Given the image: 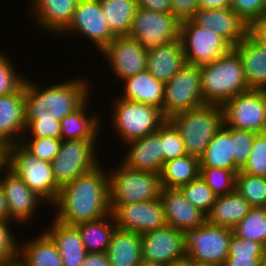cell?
<instances>
[{
  "label": "cell",
  "mask_w": 266,
  "mask_h": 266,
  "mask_svg": "<svg viewBox=\"0 0 266 266\" xmlns=\"http://www.w3.org/2000/svg\"><path fill=\"white\" fill-rule=\"evenodd\" d=\"M86 80L76 77L43 89L26 78L24 83L26 135L31 132L28 137L60 138V121L78 110L90 98L89 93L92 88Z\"/></svg>",
  "instance_id": "obj_1"
},
{
  "label": "cell",
  "mask_w": 266,
  "mask_h": 266,
  "mask_svg": "<svg viewBox=\"0 0 266 266\" xmlns=\"http://www.w3.org/2000/svg\"><path fill=\"white\" fill-rule=\"evenodd\" d=\"M100 166L60 187L57 200L51 206L57 210L54 219L76 225L111 213L108 173Z\"/></svg>",
  "instance_id": "obj_2"
},
{
  "label": "cell",
  "mask_w": 266,
  "mask_h": 266,
  "mask_svg": "<svg viewBox=\"0 0 266 266\" xmlns=\"http://www.w3.org/2000/svg\"><path fill=\"white\" fill-rule=\"evenodd\" d=\"M199 69L205 104L222 106L232 97L250 90L241 58L233 48L219 59L200 65Z\"/></svg>",
  "instance_id": "obj_3"
},
{
  "label": "cell",
  "mask_w": 266,
  "mask_h": 266,
  "mask_svg": "<svg viewBox=\"0 0 266 266\" xmlns=\"http://www.w3.org/2000/svg\"><path fill=\"white\" fill-rule=\"evenodd\" d=\"M168 120L180 132L186 153L199 158L224 123L223 109L221 105L204 104Z\"/></svg>",
  "instance_id": "obj_4"
},
{
  "label": "cell",
  "mask_w": 266,
  "mask_h": 266,
  "mask_svg": "<svg viewBox=\"0 0 266 266\" xmlns=\"http://www.w3.org/2000/svg\"><path fill=\"white\" fill-rule=\"evenodd\" d=\"M112 104L111 123L124 144L157 132L167 121L162 110L153 105L124 100L120 97H117Z\"/></svg>",
  "instance_id": "obj_5"
},
{
  "label": "cell",
  "mask_w": 266,
  "mask_h": 266,
  "mask_svg": "<svg viewBox=\"0 0 266 266\" xmlns=\"http://www.w3.org/2000/svg\"><path fill=\"white\" fill-rule=\"evenodd\" d=\"M8 167L49 206L57 200L60 186L57 184L51 162L38 159L20 142L9 145ZM51 204V205H50Z\"/></svg>",
  "instance_id": "obj_6"
},
{
  "label": "cell",
  "mask_w": 266,
  "mask_h": 266,
  "mask_svg": "<svg viewBox=\"0 0 266 266\" xmlns=\"http://www.w3.org/2000/svg\"><path fill=\"white\" fill-rule=\"evenodd\" d=\"M115 169L107 172L110 204H130L159 198L162 189L160 174L132 169L122 163Z\"/></svg>",
  "instance_id": "obj_7"
},
{
  "label": "cell",
  "mask_w": 266,
  "mask_h": 266,
  "mask_svg": "<svg viewBox=\"0 0 266 266\" xmlns=\"http://www.w3.org/2000/svg\"><path fill=\"white\" fill-rule=\"evenodd\" d=\"M184 250L191 261L223 266L229 254V242L233 229L203 223L184 232Z\"/></svg>",
  "instance_id": "obj_8"
},
{
  "label": "cell",
  "mask_w": 266,
  "mask_h": 266,
  "mask_svg": "<svg viewBox=\"0 0 266 266\" xmlns=\"http://www.w3.org/2000/svg\"><path fill=\"white\" fill-rule=\"evenodd\" d=\"M198 65L185 63L164 88L163 115L168 120L204 105Z\"/></svg>",
  "instance_id": "obj_9"
},
{
  "label": "cell",
  "mask_w": 266,
  "mask_h": 266,
  "mask_svg": "<svg viewBox=\"0 0 266 266\" xmlns=\"http://www.w3.org/2000/svg\"><path fill=\"white\" fill-rule=\"evenodd\" d=\"M95 142L96 139L62 141L58 154L51 161L54 178L60 187L100 165Z\"/></svg>",
  "instance_id": "obj_10"
},
{
  "label": "cell",
  "mask_w": 266,
  "mask_h": 266,
  "mask_svg": "<svg viewBox=\"0 0 266 266\" xmlns=\"http://www.w3.org/2000/svg\"><path fill=\"white\" fill-rule=\"evenodd\" d=\"M226 126L253 133L266 132V90L250 89L223 105Z\"/></svg>",
  "instance_id": "obj_11"
},
{
  "label": "cell",
  "mask_w": 266,
  "mask_h": 266,
  "mask_svg": "<svg viewBox=\"0 0 266 266\" xmlns=\"http://www.w3.org/2000/svg\"><path fill=\"white\" fill-rule=\"evenodd\" d=\"M181 22L172 13L137 8L129 37L146 50L180 39Z\"/></svg>",
  "instance_id": "obj_12"
},
{
  "label": "cell",
  "mask_w": 266,
  "mask_h": 266,
  "mask_svg": "<svg viewBox=\"0 0 266 266\" xmlns=\"http://www.w3.org/2000/svg\"><path fill=\"white\" fill-rule=\"evenodd\" d=\"M180 40L185 61L198 66L211 63L232 49L213 30L199 27L191 19L181 22Z\"/></svg>",
  "instance_id": "obj_13"
},
{
  "label": "cell",
  "mask_w": 266,
  "mask_h": 266,
  "mask_svg": "<svg viewBox=\"0 0 266 266\" xmlns=\"http://www.w3.org/2000/svg\"><path fill=\"white\" fill-rule=\"evenodd\" d=\"M64 33L82 34L100 52L116 37L107 25L99 0H78L69 25L60 35Z\"/></svg>",
  "instance_id": "obj_14"
},
{
  "label": "cell",
  "mask_w": 266,
  "mask_h": 266,
  "mask_svg": "<svg viewBox=\"0 0 266 266\" xmlns=\"http://www.w3.org/2000/svg\"><path fill=\"white\" fill-rule=\"evenodd\" d=\"M110 211L117 228L140 235L167 226L159 198L130 204H110Z\"/></svg>",
  "instance_id": "obj_15"
},
{
  "label": "cell",
  "mask_w": 266,
  "mask_h": 266,
  "mask_svg": "<svg viewBox=\"0 0 266 266\" xmlns=\"http://www.w3.org/2000/svg\"><path fill=\"white\" fill-rule=\"evenodd\" d=\"M100 53L122 81L147 70V50L129 36H116Z\"/></svg>",
  "instance_id": "obj_16"
},
{
  "label": "cell",
  "mask_w": 266,
  "mask_h": 266,
  "mask_svg": "<svg viewBox=\"0 0 266 266\" xmlns=\"http://www.w3.org/2000/svg\"><path fill=\"white\" fill-rule=\"evenodd\" d=\"M142 260L169 264L186 257L184 233L165 226L141 235Z\"/></svg>",
  "instance_id": "obj_17"
},
{
  "label": "cell",
  "mask_w": 266,
  "mask_h": 266,
  "mask_svg": "<svg viewBox=\"0 0 266 266\" xmlns=\"http://www.w3.org/2000/svg\"><path fill=\"white\" fill-rule=\"evenodd\" d=\"M1 176L0 184L7 199L10 220L19 224L25 223L26 225V222L28 224L34 218L40 204H45V202L9 167Z\"/></svg>",
  "instance_id": "obj_18"
},
{
  "label": "cell",
  "mask_w": 266,
  "mask_h": 266,
  "mask_svg": "<svg viewBox=\"0 0 266 266\" xmlns=\"http://www.w3.org/2000/svg\"><path fill=\"white\" fill-rule=\"evenodd\" d=\"M191 20L199 27L213 30L232 48L248 34V25L231 8L198 9Z\"/></svg>",
  "instance_id": "obj_19"
},
{
  "label": "cell",
  "mask_w": 266,
  "mask_h": 266,
  "mask_svg": "<svg viewBox=\"0 0 266 266\" xmlns=\"http://www.w3.org/2000/svg\"><path fill=\"white\" fill-rule=\"evenodd\" d=\"M126 155L121 163L129 168L160 174L164 166L162 151V126L157 132L126 144Z\"/></svg>",
  "instance_id": "obj_20"
},
{
  "label": "cell",
  "mask_w": 266,
  "mask_h": 266,
  "mask_svg": "<svg viewBox=\"0 0 266 266\" xmlns=\"http://www.w3.org/2000/svg\"><path fill=\"white\" fill-rule=\"evenodd\" d=\"M159 199L167 226L184 232L197 228L207 221V215L193 206L179 189L162 188Z\"/></svg>",
  "instance_id": "obj_21"
},
{
  "label": "cell",
  "mask_w": 266,
  "mask_h": 266,
  "mask_svg": "<svg viewBox=\"0 0 266 266\" xmlns=\"http://www.w3.org/2000/svg\"><path fill=\"white\" fill-rule=\"evenodd\" d=\"M24 85L8 95H0V141L8 145L20 142L25 133Z\"/></svg>",
  "instance_id": "obj_22"
},
{
  "label": "cell",
  "mask_w": 266,
  "mask_h": 266,
  "mask_svg": "<svg viewBox=\"0 0 266 266\" xmlns=\"http://www.w3.org/2000/svg\"><path fill=\"white\" fill-rule=\"evenodd\" d=\"M30 14L39 29L59 34L69 25L78 0H30ZM32 11V12H31Z\"/></svg>",
  "instance_id": "obj_23"
},
{
  "label": "cell",
  "mask_w": 266,
  "mask_h": 266,
  "mask_svg": "<svg viewBox=\"0 0 266 266\" xmlns=\"http://www.w3.org/2000/svg\"><path fill=\"white\" fill-rule=\"evenodd\" d=\"M186 63L180 39L147 50V70L159 81L167 83Z\"/></svg>",
  "instance_id": "obj_24"
},
{
  "label": "cell",
  "mask_w": 266,
  "mask_h": 266,
  "mask_svg": "<svg viewBox=\"0 0 266 266\" xmlns=\"http://www.w3.org/2000/svg\"><path fill=\"white\" fill-rule=\"evenodd\" d=\"M233 49L241 58L249 89L266 90V48L247 34Z\"/></svg>",
  "instance_id": "obj_25"
},
{
  "label": "cell",
  "mask_w": 266,
  "mask_h": 266,
  "mask_svg": "<svg viewBox=\"0 0 266 266\" xmlns=\"http://www.w3.org/2000/svg\"><path fill=\"white\" fill-rule=\"evenodd\" d=\"M47 229L45 232L55 242L63 266H81L88 252L77 228L74 225H66L54 219L51 227Z\"/></svg>",
  "instance_id": "obj_26"
},
{
  "label": "cell",
  "mask_w": 266,
  "mask_h": 266,
  "mask_svg": "<svg viewBox=\"0 0 266 266\" xmlns=\"http://www.w3.org/2000/svg\"><path fill=\"white\" fill-rule=\"evenodd\" d=\"M121 83L122 85L124 83V94L119 96L121 99L153 105L163 112L165 84L156 79L148 70L126 78Z\"/></svg>",
  "instance_id": "obj_27"
},
{
  "label": "cell",
  "mask_w": 266,
  "mask_h": 266,
  "mask_svg": "<svg viewBox=\"0 0 266 266\" xmlns=\"http://www.w3.org/2000/svg\"><path fill=\"white\" fill-rule=\"evenodd\" d=\"M38 235L19 245L17 263L21 266H63L62 258L52 238L45 231Z\"/></svg>",
  "instance_id": "obj_28"
},
{
  "label": "cell",
  "mask_w": 266,
  "mask_h": 266,
  "mask_svg": "<svg viewBox=\"0 0 266 266\" xmlns=\"http://www.w3.org/2000/svg\"><path fill=\"white\" fill-rule=\"evenodd\" d=\"M107 254L110 266H139L143 261L141 235L116 228Z\"/></svg>",
  "instance_id": "obj_29"
},
{
  "label": "cell",
  "mask_w": 266,
  "mask_h": 266,
  "mask_svg": "<svg viewBox=\"0 0 266 266\" xmlns=\"http://www.w3.org/2000/svg\"><path fill=\"white\" fill-rule=\"evenodd\" d=\"M252 206L237 191L216 197L207 222L213 225L234 229L249 213Z\"/></svg>",
  "instance_id": "obj_30"
},
{
  "label": "cell",
  "mask_w": 266,
  "mask_h": 266,
  "mask_svg": "<svg viewBox=\"0 0 266 266\" xmlns=\"http://www.w3.org/2000/svg\"><path fill=\"white\" fill-rule=\"evenodd\" d=\"M90 98L75 112L68 114L60 121L61 126V140H87V139H97L99 127L102 128L100 120L102 117L99 115H95L94 113L91 115L87 107ZM100 118V119H99Z\"/></svg>",
  "instance_id": "obj_31"
},
{
  "label": "cell",
  "mask_w": 266,
  "mask_h": 266,
  "mask_svg": "<svg viewBox=\"0 0 266 266\" xmlns=\"http://www.w3.org/2000/svg\"><path fill=\"white\" fill-rule=\"evenodd\" d=\"M200 167L224 168L240 171L234 164L231 148V127L223 125L217 130L204 153L199 157Z\"/></svg>",
  "instance_id": "obj_32"
},
{
  "label": "cell",
  "mask_w": 266,
  "mask_h": 266,
  "mask_svg": "<svg viewBox=\"0 0 266 266\" xmlns=\"http://www.w3.org/2000/svg\"><path fill=\"white\" fill-rule=\"evenodd\" d=\"M82 239L84 247L90 252H107L117 226L112 213L108 216L81 222L74 225Z\"/></svg>",
  "instance_id": "obj_33"
},
{
  "label": "cell",
  "mask_w": 266,
  "mask_h": 266,
  "mask_svg": "<svg viewBox=\"0 0 266 266\" xmlns=\"http://www.w3.org/2000/svg\"><path fill=\"white\" fill-rule=\"evenodd\" d=\"M200 175L199 158L186 154L164 163L160 173L162 188L179 189Z\"/></svg>",
  "instance_id": "obj_34"
},
{
  "label": "cell",
  "mask_w": 266,
  "mask_h": 266,
  "mask_svg": "<svg viewBox=\"0 0 266 266\" xmlns=\"http://www.w3.org/2000/svg\"><path fill=\"white\" fill-rule=\"evenodd\" d=\"M110 31L115 36H128L136 14L137 0H99Z\"/></svg>",
  "instance_id": "obj_35"
},
{
  "label": "cell",
  "mask_w": 266,
  "mask_h": 266,
  "mask_svg": "<svg viewBox=\"0 0 266 266\" xmlns=\"http://www.w3.org/2000/svg\"><path fill=\"white\" fill-rule=\"evenodd\" d=\"M233 233L239 238L259 242L266 246V208L252 207L235 226Z\"/></svg>",
  "instance_id": "obj_36"
},
{
  "label": "cell",
  "mask_w": 266,
  "mask_h": 266,
  "mask_svg": "<svg viewBox=\"0 0 266 266\" xmlns=\"http://www.w3.org/2000/svg\"><path fill=\"white\" fill-rule=\"evenodd\" d=\"M235 191L245 198L252 207L266 208V177L239 171L236 175Z\"/></svg>",
  "instance_id": "obj_37"
},
{
  "label": "cell",
  "mask_w": 266,
  "mask_h": 266,
  "mask_svg": "<svg viewBox=\"0 0 266 266\" xmlns=\"http://www.w3.org/2000/svg\"><path fill=\"white\" fill-rule=\"evenodd\" d=\"M239 171L224 168L200 167V177L216 197L235 191L236 175Z\"/></svg>",
  "instance_id": "obj_38"
},
{
  "label": "cell",
  "mask_w": 266,
  "mask_h": 266,
  "mask_svg": "<svg viewBox=\"0 0 266 266\" xmlns=\"http://www.w3.org/2000/svg\"><path fill=\"white\" fill-rule=\"evenodd\" d=\"M179 190L193 206L206 215L211 211L216 196L200 176L187 185L180 187Z\"/></svg>",
  "instance_id": "obj_39"
},
{
  "label": "cell",
  "mask_w": 266,
  "mask_h": 266,
  "mask_svg": "<svg viewBox=\"0 0 266 266\" xmlns=\"http://www.w3.org/2000/svg\"><path fill=\"white\" fill-rule=\"evenodd\" d=\"M20 143L38 159L51 162L60 150L61 138L22 136Z\"/></svg>",
  "instance_id": "obj_40"
},
{
  "label": "cell",
  "mask_w": 266,
  "mask_h": 266,
  "mask_svg": "<svg viewBox=\"0 0 266 266\" xmlns=\"http://www.w3.org/2000/svg\"><path fill=\"white\" fill-rule=\"evenodd\" d=\"M240 172L266 177V132L256 133L249 158Z\"/></svg>",
  "instance_id": "obj_41"
},
{
  "label": "cell",
  "mask_w": 266,
  "mask_h": 266,
  "mask_svg": "<svg viewBox=\"0 0 266 266\" xmlns=\"http://www.w3.org/2000/svg\"><path fill=\"white\" fill-rule=\"evenodd\" d=\"M12 220H0V266L17 263L19 254L18 240L11 232Z\"/></svg>",
  "instance_id": "obj_42"
},
{
  "label": "cell",
  "mask_w": 266,
  "mask_h": 266,
  "mask_svg": "<svg viewBox=\"0 0 266 266\" xmlns=\"http://www.w3.org/2000/svg\"><path fill=\"white\" fill-rule=\"evenodd\" d=\"M0 52V95L17 92L25 83V77L20 75L10 60V56ZM15 70V71H14Z\"/></svg>",
  "instance_id": "obj_43"
},
{
  "label": "cell",
  "mask_w": 266,
  "mask_h": 266,
  "mask_svg": "<svg viewBox=\"0 0 266 266\" xmlns=\"http://www.w3.org/2000/svg\"><path fill=\"white\" fill-rule=\"evenodd\" d=\"M256 133L231 127V148L234 164L241 170L246 164Z\"/></svg>",
  "instance_id": "obj_44"
},
{
  "label": "cell",
  "mask_w": 266,
  "mask_h": 266,
  "mask_svg": "<svg viewBox=\"0 0 266 266\" xmlns=\"http://www.w3.org/2000/svg\"><path fill=\"white\" fill-rule=\"evenodd\" d=\"M162 151L164 163L187 154L180 132L169 120L162 125Z\"/></svg>",
  "instance_id": "obj_45"
},
{
  "label": "cell",
  "mask_w": 266,
  "mask_h": 266,
  "mask_svg": "<svg viewBox=\"0 0 266 266\" xmlns=\"http://www.w3.org/2000/svg\"><path fill=\"white\" fill-rule=\"evenodd\" d=\"M231 9L249 26L264 16V0H231Z\"/></svg>",
  "instance_id": "obj_46"
},
{
  "label": "cell",
  "mask_w": 266,
  "mask_h": 266,
  "mask_svg": "<svg viewBox=\"0 0 266 266\" xmlns=\"http://www.w3.org/2000/svg\"><path fill=\"white\" fill-rule=\"evenodd\" d=\"M264 247L265 246L259 242L239 238L232 233L229 242L228 256H261Z\"/></svg>",
  "instance_id": "obj_47"
},
{
  "label": "cell",
  "mask_w": 266,
  "mask_h": 266,
  "mask_svg": "<svg viewBox=\"0 0 266 266\" xmlns=\"http://www.w3.org/2000/svg\"><path fill=\"white\" fill-rule=\"evenodd\" d=\"M171 13L180 21L191 19L199 9L198 0H170Z\"/></svg>",
  "instance_id": "obj_48"
},
{
  "label": "cell",
  "mask_w": 266,
  "mask_h": 266,
  "mask_svg": "<svg viewBox=\"0 0 266 266\" xmlns=\"http://www.w3.org/2000/svg\"><path fill=\"white\" fill-rule=\"evenodd\" d=\"M248 34L261 46L266 48V15L253 21L248 26Z\"/></svg>",
  "instance_id": "obj_49"
},
{
  "label": "cell",
  "mask_w": 266,
  "mask_h": 266,
  "mask_svg": "<svg viewBox=\"0 0 266 266\" xmlns=\"http://www.w3.org/2000/svg\"><path fill=\"white\" fill-rule=\"evenodd\" d=\"M138 7L158 13H171L170 0H137Z\"/></svg>",
  "instance_id": "obj_50"
},
{
  "label": "cell",
  "mask_w": 266,
  "mask_h": 266,
  "mask_svg": "<svg viewBox=\"0 0 266 266\" xmlns=\"http://www.w3.org/2000/svg\"><path fill=\"white\" fill-rule=\"evenodd\" d=\"M261 256H228L223 266H261Z\"/></svg>",
  "instance_id": "obj_51"
},
{
  "label": "cell",
  "mask_w": 266,
  "mask_h": 266,
  "mask_svg": "<svg viewBox=\"0 0 266 266\" xmlns=\"http://www.w3.org/2000/svg\"><path fill=\"white\" fill-rule=\"evenodd\" d=\"M81 266H110L107 252L87 253Z\"/></svg>",
  "instance_id": "obj_52"
},
{
  "label": "cell",
  "mask_w": 266,
  "mask_h": 266,
  "mask_svg": "<svg viewBox=\"0 0 266 266\" xmlns=\"http://www.w3.org/2000/svg\"><path fill=\"white\" fill-rule=\"evenodd\" d=\"M199 9H226L231 8V0H198Z\"/></svg>",
  "instance_id": "obj_53"
},
{
  "label": "cell",
  "mask_w": 266,
  "mask_h": 266,
  "mask_svg": "<svg viewBox=\"0 0 266 266\" xmlns=\"http://www.w3.org/2000/svg\"><path fill=\"white\" fill-rule=\"evenodd\" d=\"M9 162V145L0 141V175L8 168ZM4 170V171H3Z\"/></svg>",
  "instance_id": "obj_54"
},
{
  "label": "cell",
  "mask_w": 266,
  "mask_h": 266,
  "mask_svg": "<svg viewBox=\"0 0 266 266\" xmlns=\"http://www.w3.org/2000/svg\"><path fill=\"white\" fill-rule=\"evenodd\" d=\"M0 220H10L7 199L1 184H0Z\"/></svg>",
  "instance_id": "obj_55"
},
{
  "label": "cell",
  "mask_w": 266,
  "mask_h": 266,
  "mask_svg": "<svg viewBox=\"0 0 266 266\" xmlns=\"http://www.w3.org/2000/svg\"><path fill=\"white\" fill-rule=\"evenodd\" d=\"M164 266H189V259L185 257L181 260L174 261L169 264H165Z\"/></svg>",
  "instance_id": "obj_56"
},
{
  "label": "cell",
  "mask_w": 266,
  "mask_h": 266,
  "mask_svg": "<svg viewBox=\"0 0 266 266\" xmlns=\"http://www.w3.org/2000/svg\"><path fill=\"white\" fill-rule=\"evenodd\" d=\"M139 266H164V264L142 261Z\"/></svg>",
  "instance_id": "obj_57"
},
{
  "label": "cell",
  "mask_w": 266,
  "mask_h": 266,
  "mask_svg": "<svg viewBox=\"0 0 266 266\" xmlns=\"http://www.w3.org/2000/svg\"><path fill=\"white\" fill-rule=\"evenodd\" d=\"M260 262H261V266H266V246L263 249Z\"/></svg>",
  "instance_id": "obj_58"
},
{
  "label": "cell",
  "mask_w": 266,
  "mask_h": 266,
  "mask_svg": "<svg viewBox=\"0 0 266 266\" xmlns=\"http://www.w3.org/2000/svg\"><path fill=\"white\" fill-rule=\"evenodd\" d=\"M189 266H214V265H209V264L189 260Z\"/></svg>",
  "instance_id": "obj_59"
},
{
  "label": "cell",
  "mask_w": 266,
  "mask_h": 266,
  "mask_svg": "<svg viewBox=\"0 0 266 266\" xmlns=\"http://www.w3.org/2000/svg\"><path fill=\"white\" fill-rule=\"evenodd\" d=\"M264 15H266V0H264Z\"/></svg>",
  "instance_id": "obj_60"
},
{
  "label": "cell",
  "mask_w": 266,
  "mask_h": 266,
  "mask_svg": "<svg viewBox=\"0 0 266 266\" xmlns=\"http://www.w3.org/2000/svg\"><path fill=\"white\" fill-rule=\"evenodd\" d=\"M8 266H21V265H20V264H18V263H15V264L8 265Z\"/></svg>",
  "instance_id": "obj_61"
}]
</instances>
